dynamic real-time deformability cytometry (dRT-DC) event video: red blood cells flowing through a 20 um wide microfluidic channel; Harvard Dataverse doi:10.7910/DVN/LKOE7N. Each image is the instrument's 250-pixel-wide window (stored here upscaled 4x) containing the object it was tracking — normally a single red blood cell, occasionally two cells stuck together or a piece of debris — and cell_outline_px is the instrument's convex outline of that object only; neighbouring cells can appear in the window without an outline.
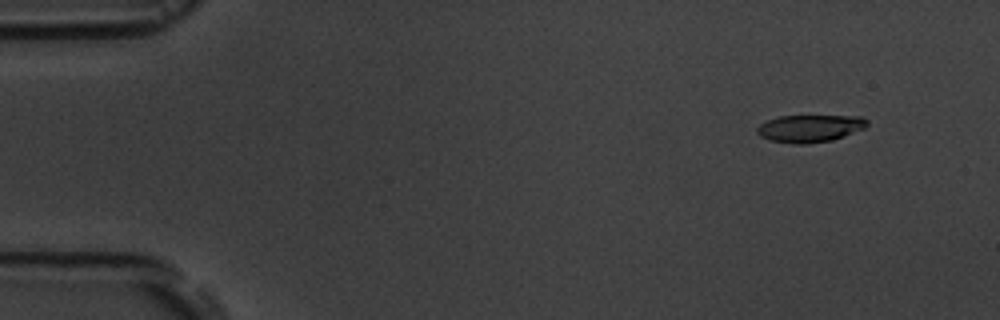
{"species": "common noctule bat (a hibernating species)", "species_latin": "Nyctalus noctula", "temperature_condition": "room temperature", "stored_images_in_passage": 17, "camera_frame_rate_fps": 3000, "um_per_image_px": 0.085, "animal": {"sex": "male", "body_mass_g": 19.5, "forearm_length_mm": 54.6}, "frame": {"image": 1, "passage_image": 2, "time_ms": 1.333, "image_size_px": [1000, 320], "cell_outline_px": [[868, 124], [864, 128], [844, 136], [832, 140], [808, 144], [796, 144], [768, 140], [760, 136], [756, 132], [756, 128], [760, 124], [768, 120], [780, 116], [860, 116], [868, 120]], "centroid_in_image_um": [68.82, 10.92], "position_along_channel_um": 16.2, "area_um2": 17.57}}
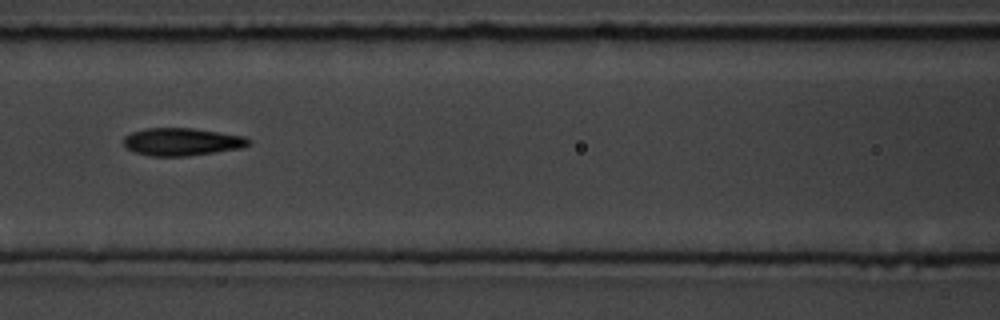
{"frame": {"image": 2, "passage_image": 8, "time_ms": 8.0, "image_size_px": [1000, 320], "cell_outline_px": [[252, 140], [248, 144], [240, 148], [188, 156], [148, 156], [132, 152], [124, 144], [124, 136], [132, 132], [144, 128], [192, 128], [244, 136]], "centroid_in_image_um": [15.42, 12.05], "position_along_channel_um": 151.2, "area_um2": 20.11}}
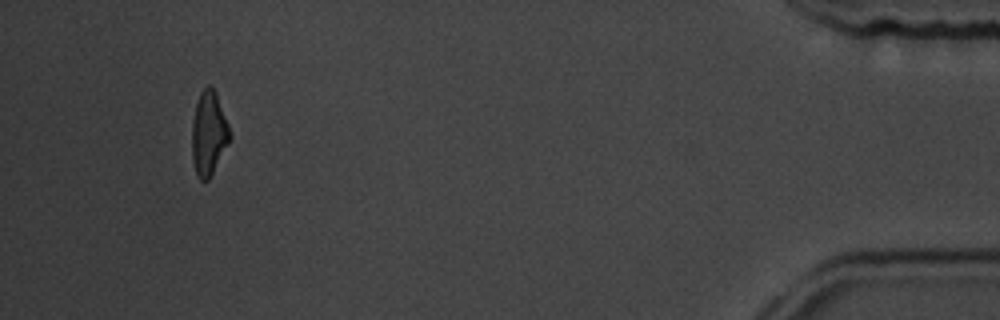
{"frame": {"image": 3, "passage_image": 16, "time_ms": 17.333, "image_size_px": [1000, 320], "cell_outline_px": [[232, 136], [228, 144], [208, 180], [200, 180], [196, 176], [192, 160], [192, 124], [196, 104], [200, 92], [208, 84], [212, 84], [216, 92], [228, 124]], "centroid_in_image_um": [17.74, 11.32], "position_along_channel_um": 417.5, "area_um2": 18.55}, "authors_computed_cell_mechanics": {"area_um2": 19.363, "velocity_mm_per_s": 3.6219, "shape_relaxation_time_tau1_ms": 4.1628, "shape_relaxation_time_tau2_ms": 2.727, "deformation_change_tau1": 0.1089, "deformation_change_tau2": 0.0796}}